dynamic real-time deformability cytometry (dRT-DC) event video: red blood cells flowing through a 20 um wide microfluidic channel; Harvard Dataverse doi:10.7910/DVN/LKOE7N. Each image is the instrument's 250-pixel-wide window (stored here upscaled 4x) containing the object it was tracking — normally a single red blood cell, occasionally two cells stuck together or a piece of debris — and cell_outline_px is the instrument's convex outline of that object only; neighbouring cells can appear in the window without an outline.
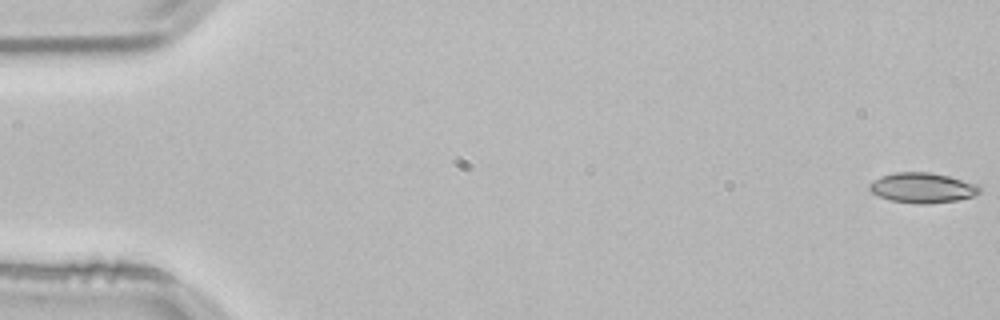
{"species": "common noctule bat (a hibernating species)", "species_latin": "Nyctalus noctula", "temperature_condition": "room temperature", "stored_images_in_passage": 54, "camera_frame_rate_fps": 3000, "um_per_image_px": 0.085, "animal": {"sex": "male", "body_mass_g": 21.5, "forearm_length_mm": 52.0}, "frame": {"image": 1, "passage_image": 1, "time_ms": 0.0, "image_size_px": [1000, 320], "cell_outline_px": [[980, 192], [972, 196], [956, 200], [924, 204], [920, 204], [892, 200], [880, 196], [872, 192], [868, 188], [868, 184], [872, 180], [880, 176], [896, 172], [928, 172], [948, 176], [976, 184], [980, 188]], "centroid_in_image_um": [78.36, 15.95], "position_along_channel_um": 6.6, "area_um2": 19.07}}
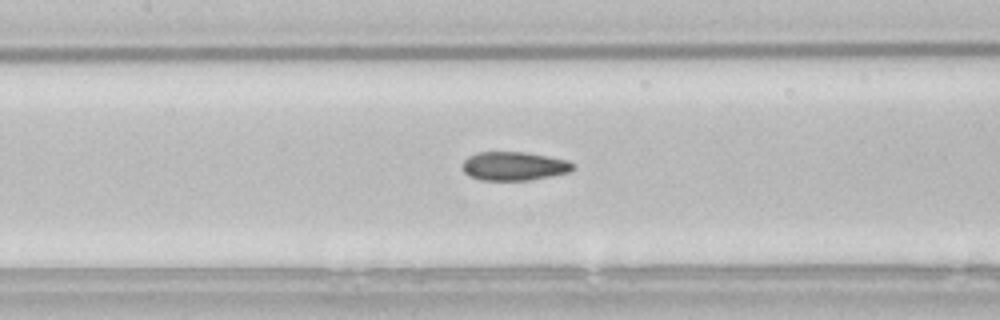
{"frame": {"image": 2, "passage_image": 25, "time_ms": 8.0, "image_size_px": [1000, 320], "cell_outline_px": [[576, 168], [572, 172], [532, 180], [480, 180], [468, 176], [464, 172], [464, 160], [468, 156], [476, 152], [524, 152], [548, 156], [568, 160]], "centroid_in_image_um": [43.72, 14.12], "position_along_channel_um": 163.7, "area_um2": 18.67}}
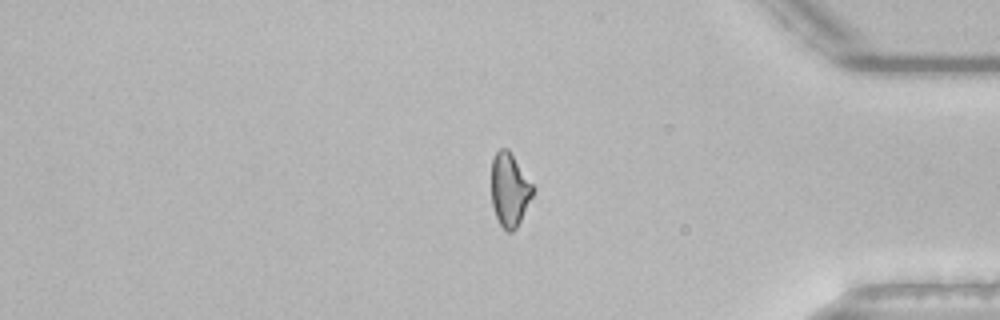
{"frame": {"image": 3, "passage_image": 45, "time_ms": 14.667, "image_size_px": [1000, 320], "cell_outline_px": [[536, 188], [516, 228], [512, 232], [508, 232], [500, 224], [496, 216], [492, 204], [492, 160], [496, 152], [500, 148], [508, 148]], "centroid_in_image_um": [43.32, 16.1], "position_along_channel_um": 391.9, "area_um2": 17.63}, "authors_computed_cell_mechanics": {"area_um2": 18.6694, "velocity_mm_per_s": 3.8144, "shape_relaxation_time_tau1_ms": null, "shape_relaxation_time_tau2_ms": 3.1837, "deformation_change_tau1": null, "deformation_change_tau2": 0.0921}}